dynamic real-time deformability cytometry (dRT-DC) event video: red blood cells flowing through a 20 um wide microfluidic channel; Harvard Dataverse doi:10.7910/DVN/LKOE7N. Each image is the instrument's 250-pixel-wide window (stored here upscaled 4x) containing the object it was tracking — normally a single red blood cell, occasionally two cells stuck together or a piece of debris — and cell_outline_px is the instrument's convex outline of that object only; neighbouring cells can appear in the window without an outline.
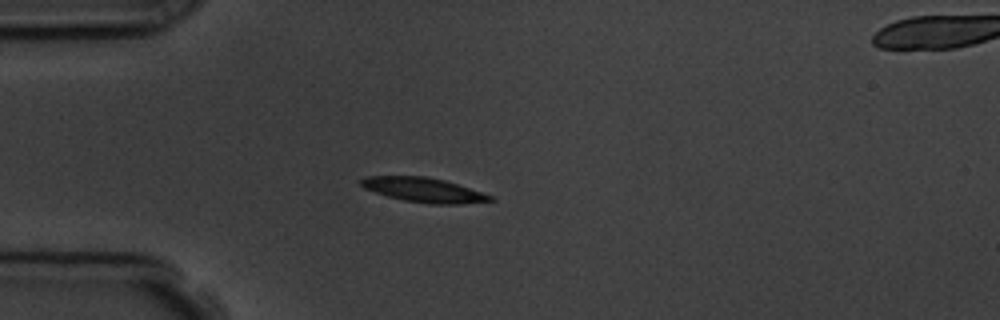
{"species": "common noctule bat (a hibernating species)", "species_latin": "Nyctalus noctula", "temperature_condition": "room temperature", "stored_images_in_passage": 2, "camera_frame_rate_fps": 3000, "um_per_image_px": 0.085, "animal": {"sex": "male", "body_mass_g": 19.5, "forearm_length_mm": 54.6}, "frame": {"image": 1, "passage_image": 1, "time_ms": 0.0, "image_size_px": [1000, 320], "cell_outline_px": [[496, 200], [460, 204], [428, 204], [404, 200], [388, 196], [364, 188], [360, 184], [360, 180], [364, 176], [424, 176], [444, 180], [492, 196]], "centroid_in_image_um": [35.98, 16.14], "position_along_channel_um": 49.0, "area_um2": 18.21}}